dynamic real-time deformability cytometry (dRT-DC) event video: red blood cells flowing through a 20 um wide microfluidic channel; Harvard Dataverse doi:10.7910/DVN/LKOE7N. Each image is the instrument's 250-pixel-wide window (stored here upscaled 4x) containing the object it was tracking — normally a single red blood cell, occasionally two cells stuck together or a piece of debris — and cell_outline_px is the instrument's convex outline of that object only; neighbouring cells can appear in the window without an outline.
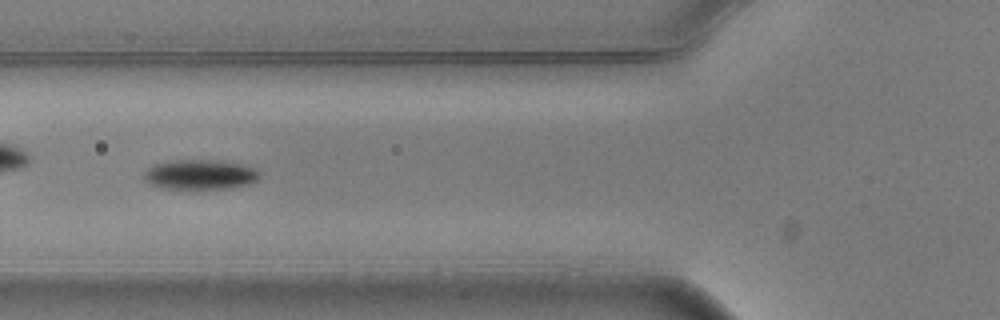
{"species": "common noctule bat (a hibernating species)", "species_latin": "Nyctalus noctula", "temperature_condition": "warm", "stored_images_in_passage": 6, "camera_frame_rate_fps": 3000, "um_per_image_px": 0.085, "animal": {"sex": "male", "body_mass_g": 20.5, "forearm_length_mm": 52.5}, "frame": {"image": 1, "passage_image": 5, "time_ms": 1.333, "image_size_px": [1000, 320], "cell_outline_px": [[260, 176], [256, 180], [244, 184], [228, 188], [160, 188], [148, 184], [144, 180], [144, 172], [152, 164], [176, 160], [220, 160], [240, 164], [252, 168], [260, 172]], "centroid_in_image_um": [16.93, 14.82], "position_along_channel_um": 108.9, "area_um2": 19.88}}
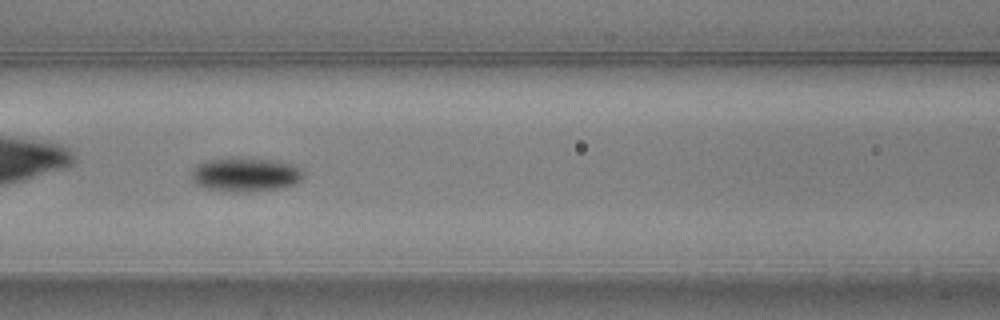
{"frame": {"image": 2, "passage_image": 6, "time_ms": 1.667, "image_size_px": [1000, 320], "cell_outline_px": [[304, 172], [300, 180], [292, 184], [280, 188], [248, 192], [236, 192], [204, 188], [192, 176], [192, 172], [196, 164], [208, 160], [272, 160], [292, 164], [300, 168]], "centroid_in_image_um": [20.9, 14.87], "position_along_channel_um": 145.7, "area_um2": 21.21}}